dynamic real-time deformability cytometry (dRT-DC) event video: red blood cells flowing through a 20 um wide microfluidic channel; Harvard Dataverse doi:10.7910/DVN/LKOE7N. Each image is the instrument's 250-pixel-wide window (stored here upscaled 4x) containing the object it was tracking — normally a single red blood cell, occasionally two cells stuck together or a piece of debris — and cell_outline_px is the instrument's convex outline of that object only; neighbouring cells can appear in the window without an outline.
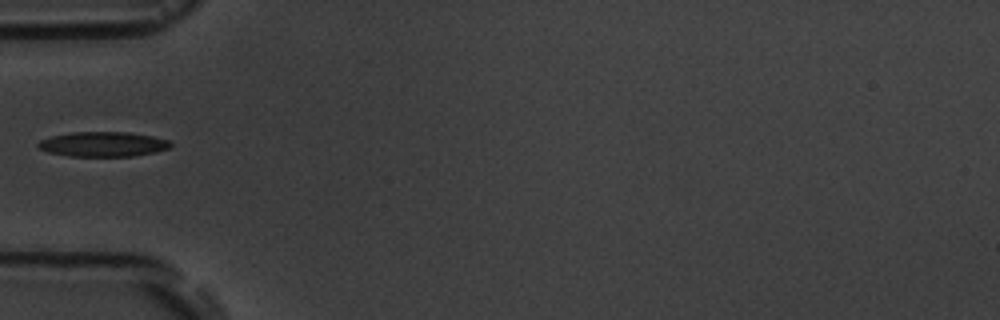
{"species": "common noctule bat (a hibernating species)", "species_latin": "Nyctalus noctula", "temperature_condition": "room temperature", "stored_images_in_passage": 1, "camera_frame_rate_fps": 3000, "um_per_image_px": 0.085, "animal": {"sex": "male", "body_mass_g": 19.5, "forearm_length_mm": 54.6}, "frame": {"image": 1, "passage_image": 1, "time_ms": 0.0, "image_size_px": [1000, 320], "cell_outline_px": [[172, 144], [168, 148], [156, 152], [132, 156], [68, 156], [48, 152], [40, 148], [36, 144], [40, 140], [52, 136], [72, 132], [128, 132], [152, 136], [168, 140]], "centroid_in_image_um": [8.75, 12.25], "position_along_channel_um": 76.3, "area_um2": 19.07}}